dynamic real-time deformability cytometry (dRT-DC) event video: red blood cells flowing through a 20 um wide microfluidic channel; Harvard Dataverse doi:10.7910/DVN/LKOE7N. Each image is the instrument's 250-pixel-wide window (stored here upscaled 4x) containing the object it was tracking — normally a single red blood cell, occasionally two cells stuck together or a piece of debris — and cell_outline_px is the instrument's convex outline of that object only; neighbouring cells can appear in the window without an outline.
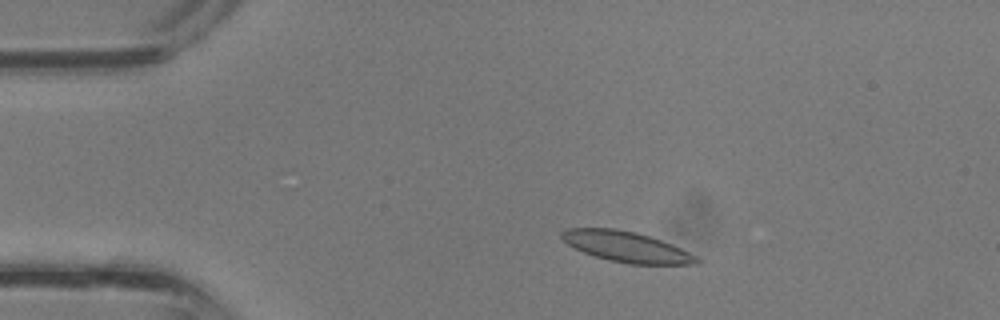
{"species": "common noctule bat (a hibernating species)", "species_latin": "Nyctalus noctula", "temperature_condition": "room temperature", "stored_images_in_passage": 31, "camera_frame_rate_fps": 3000, "um_per_image_px": 0.085, "animal": {"sex": "male", "body_mass_g": 13.3}, "frame": {"image": 1, "passage_image": 1, "time_ms": 0.0, "image_size_px": [1000, 320], "cell_outline_px": [[704, 260], [700, 264], [628, 264], [608, 260], [584, 252], [568, 244], [560, 236], [560, 232], [568, 228], [616, 228], [636, 232], [672, 244]], "centroid_in_image_um": [53.27, 20.98], "position_along_channel_um": 31.7, "area_um2": 23.93}}
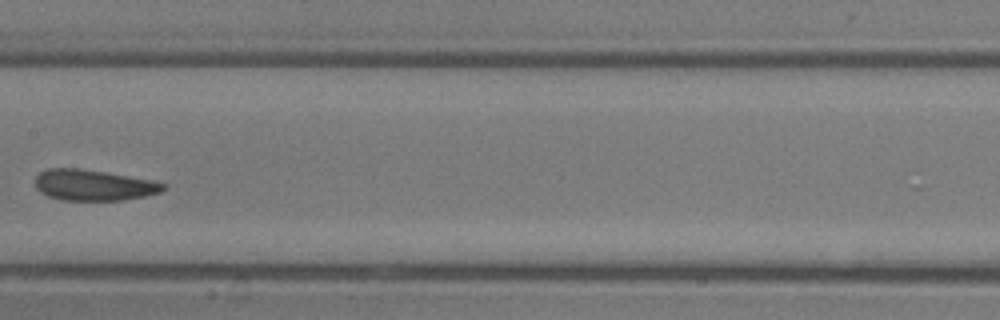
{"frame": {"image": 2, "passage_image": 13, "time_ms": 4.0, "image_size_px": [1000, 320], "cell_outline_px": [[168, 184], [160, 192], [144, 196], [124, 200], [60, 200], [48, 196], [40, 192], [36, 188], [36, 176], [40, 172], [48, 168], [76, 168], [104, 172], [152, 180]], "centroid_in_image_um": [7.94, 15.74], "position_along_channel_um": 199.5, "area_um2": 22.95}}
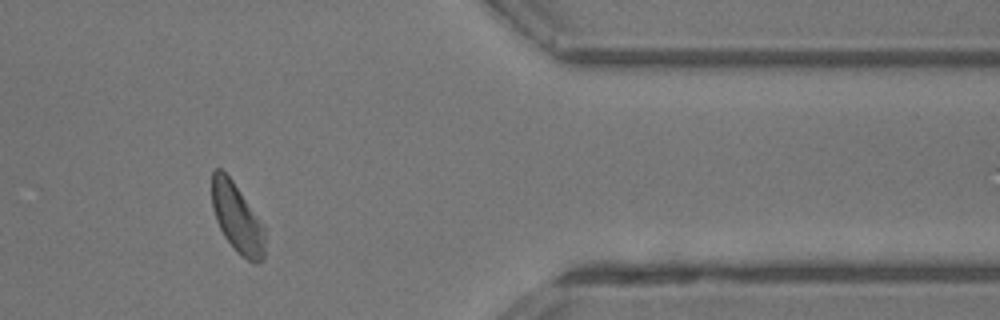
{"frame": {"image": 3, "passage_image": 25, "time_ms": 8.0, "image_size_px": [1000, 320], "cell_outline_px": [[264, 256], [256, 264], [240, 256], [236, 252], [224, 236], [216, 220], [212, 208], [212, 172], [216, 168], [220, 168], [232, 180], [264, 224]], "centroid_in_image_um": [20.15, 18.55], "position_along_channel_um": 391.2, "area_um2": 21.39}}